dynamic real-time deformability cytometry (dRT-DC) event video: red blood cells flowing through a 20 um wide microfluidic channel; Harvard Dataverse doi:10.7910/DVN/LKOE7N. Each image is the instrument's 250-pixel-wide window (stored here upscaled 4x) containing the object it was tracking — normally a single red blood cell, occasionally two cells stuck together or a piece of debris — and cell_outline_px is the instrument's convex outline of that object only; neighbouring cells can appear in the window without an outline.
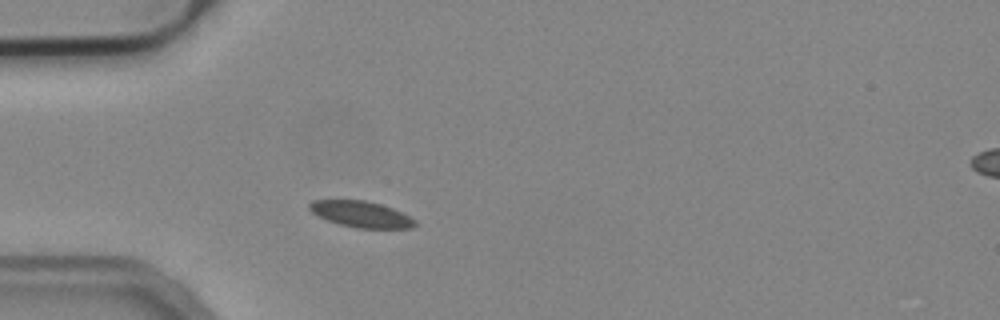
{"species": "common noctule bat (a hibernating species)", "species_latin": "Nyctalus noctula", "temperature_condition": "cold", "stored_images_in_passage": 40, "camera_frame_rate_fps": 3000, "um_per_image_px": 0.085, "animal": {"sex": "male", "body_mass_g": 19.2, "forearm_length_mm": 51.8}, "frame": {"image": 1, "passage_image": 1, "time_ms": 0.0, "image_size_px": [1000, 320], "cell_outline_px": [[416, 224], [412, 228], [356, 228], [340, 224], [316, 216], [308, 208], [308, 204], [312, 200], [364, 200], [380, 204], [392, 208], [416, 220]], "centroid_in_image_um": [30.66, 18.2], "position_along_channel_um": 54.3, "area_um2": 16.01}}
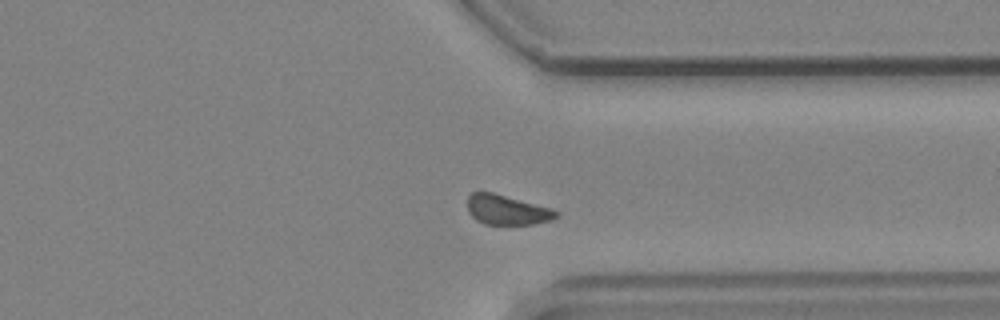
{"frame": {"image": 2, "passage_image": 27, "time_ms": 8.667, "image_size_px": [1000, 320], "cell_outline_px": [[560, 216], [548, 220], [532, 224], [484, 224], [476, 220], [468, 212], [468, 196], [472, 192], [492, 192], [552, 208], [560, 212]], "centroid_in_image_um": [43.09, 17.83], "position_along_channel_um": 368.3, "area_um2": 15.37}}
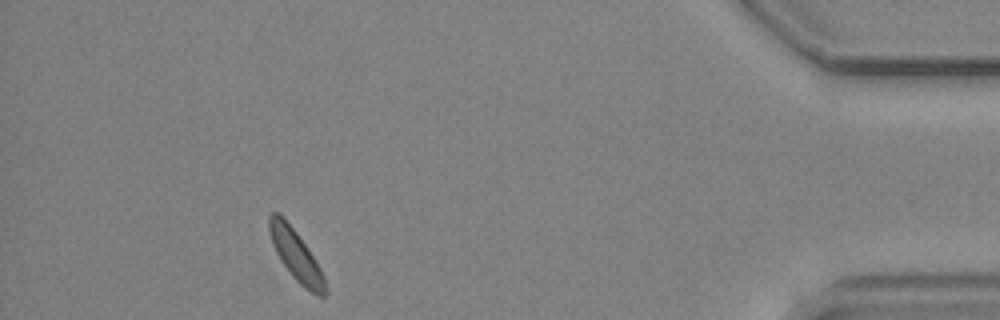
{"frame": {"image": 3, "passage_image": 35, "time_ms": 11.333, "image_size_px": [1000, 320], "cell_outline_px": [[328, 292], [324, 296], [316, 296], [304, 288], [292, 276], [280, 260], [272, 244], [268, 228], [268, 216], [272, 212], [280, 212], [284, 216], [296, 232], [320, 268], [324, 276]], "centroid_in_image_um": [25.14, 21.7], "position_along_channel_um": 410.1, "area_um2": 16.53}}